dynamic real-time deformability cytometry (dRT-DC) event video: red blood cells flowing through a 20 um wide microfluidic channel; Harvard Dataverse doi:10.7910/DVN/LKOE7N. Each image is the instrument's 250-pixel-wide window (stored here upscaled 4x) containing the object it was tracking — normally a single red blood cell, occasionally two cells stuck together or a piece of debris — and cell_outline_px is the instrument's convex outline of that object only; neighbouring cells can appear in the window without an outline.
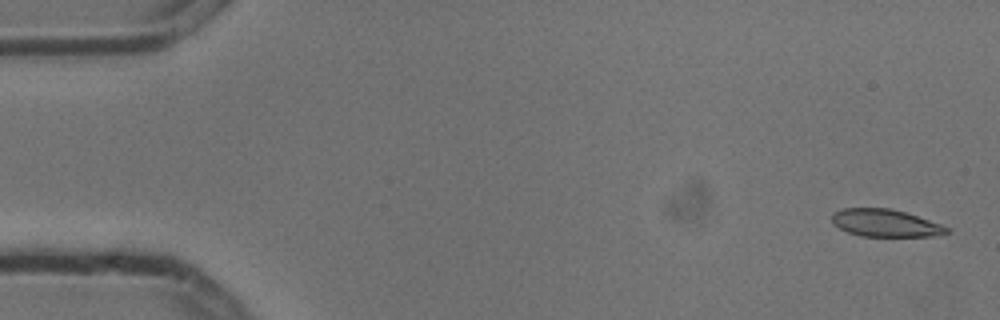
{"species": "common noctule bat (a hibernating species)", "species_latin": "Nyctalus noctula", "temperature_condition": "cold", "stored_images_in_passage": 5, "camera_frame_rate_fps": 3000, "um_per_image_px": 0.085, "animal": {"sex": "male", "body_mass_g": 13.3}, "frame": {"image": 1, "passage_image": 1, "time_ms": 0.0, "image_size_px": [1000, 320], "cell_outline_px": [[952, 232], [932, 236], [860, 236], [848, 232], [832, 224], [832, 212], [844, 208], [888, 208], [904, 212], [940, 224], [948, 228]], "centroid_in_image_um": [75.22, 18.96], "position_along_channel_um": 9.8, "area_um2": 18.21}}
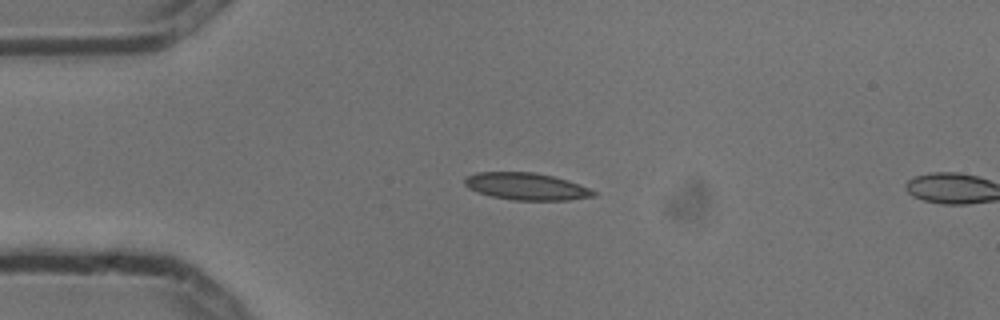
{"frame": {"image": 2, "passage_image": 4, "time_ms": 1.0, "image_size_px": [1000, 320], "cell_outline_px": [[596, 196], [568, 200], [512, 200], [492, 196], [476, 192], [468, 188], [464, 184], [464, 180], [468, 176], [476, 172], [532, 172], [552, 176], [568, 180], [580, 184], [596, 192]], "centroid_in_image_um": [44.73, 15.85], "position_along_channel_um": 40.3, "area_um2": 20.35}}